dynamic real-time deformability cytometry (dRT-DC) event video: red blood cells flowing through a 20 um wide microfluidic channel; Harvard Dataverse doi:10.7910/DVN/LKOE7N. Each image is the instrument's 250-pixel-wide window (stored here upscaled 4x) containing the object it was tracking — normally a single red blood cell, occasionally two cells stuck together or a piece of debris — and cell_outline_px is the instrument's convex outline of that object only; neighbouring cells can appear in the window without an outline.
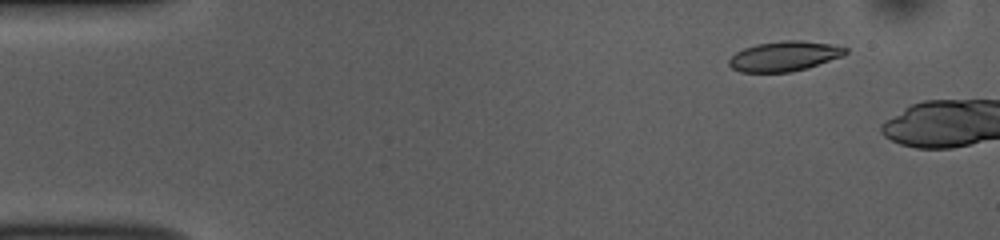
{"species": "common noctule bat (a hibernating species)", "species_latin": "Nyctalus noctula", "temperature_condition": "room temperature", "stored_images_in_passage": 9, "camera_frame_rate_fps": 3000, "um_per_image_px": 0.085, "animal": {"sex": "female", "body_mass_g": 10.0, "forearm_length_mm": 53.1}, "frame": {"image": 1, "passage_image": 6, "time_ms": 1.667, "image_size_px": [1000, 240], "cell_outline_px": [[848, 52], [844, 56], [808, 68], [792, 72], [740, 72], [732, 68], [728, 64], [728, 60], [736, 52], [744, 48], [756, 44], [784, 40], [800, 40], [828, 44], [848, 48]], "centroid_in_image_um": [66.68, 4.78], "position_along_channel_um": 18.3, "area_um2": 20.4}}